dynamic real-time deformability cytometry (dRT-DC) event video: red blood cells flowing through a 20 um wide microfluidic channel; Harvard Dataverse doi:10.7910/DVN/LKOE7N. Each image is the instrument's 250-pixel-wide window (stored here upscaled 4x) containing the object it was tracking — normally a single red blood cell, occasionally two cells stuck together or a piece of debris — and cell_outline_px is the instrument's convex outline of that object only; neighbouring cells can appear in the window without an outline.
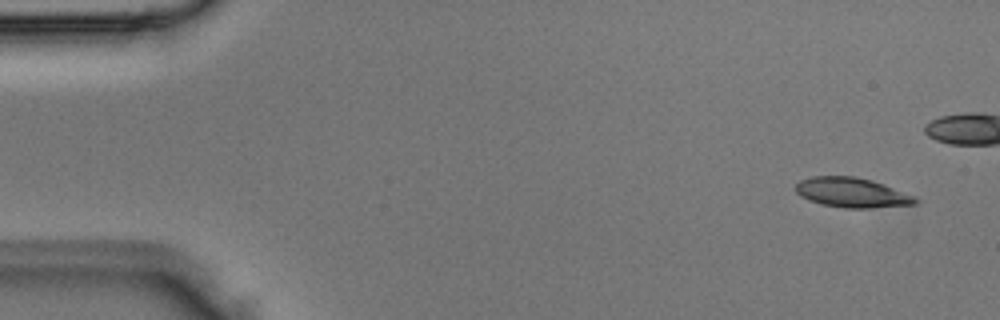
{"species": "Egyptian fruit bat (a non-hibernating species)", "species_latin": "Rousettus aegyptiacus", "temperature_condition": "room temperature", "stored_images_in_passage": 6, "camera_frame_rate_fps": 3000, "um_per_image_px": 0.085, "animal": {"sex": "male"}, "frame": {"image": 1, "passage_image": 1, "time_ms": 0.0, "image_size_px": [1000, 320], "cell_outline_px": [[924, 200], [916, 204], [868, 208], [844, 208], [820, 204], [808, 200], [800, 196], [796, 192], [796, 184], [800, 180], [812, 176], [856, 176], [872, 180], [884, 184], [916, 196]], "centroid_in_image_um": [72.46, 16.37], "position_along_channel_um": 12.5, "area_um2": 21.1}}
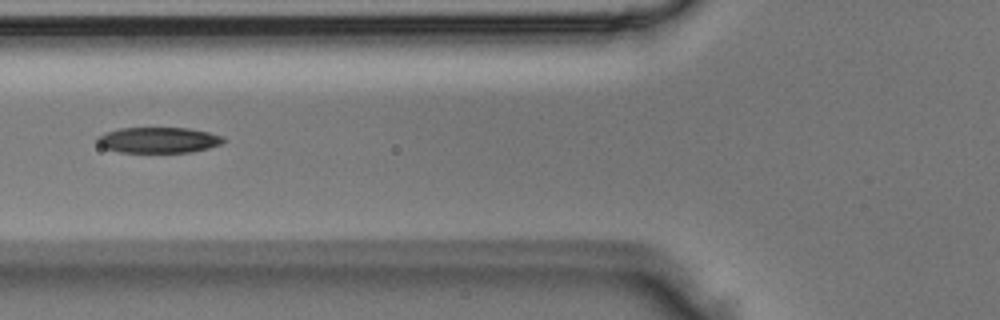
{"frame": {"image": 2, "passage_image": 6, "time_ms": 1.667, "image_size_px": [1000, 320], "cell_outline_px": [[228, 140], [220, 144], [208, 148], [192, 152], [120, 152], [104, 148], [96, 140], [96, 136], [120, 128], [188, 128], [208, 132], [224, 136]], "centroid_in_image_um": [13.5, 11.9], "position_along_channel_um": 112.3, "area_um2": 18.9}}